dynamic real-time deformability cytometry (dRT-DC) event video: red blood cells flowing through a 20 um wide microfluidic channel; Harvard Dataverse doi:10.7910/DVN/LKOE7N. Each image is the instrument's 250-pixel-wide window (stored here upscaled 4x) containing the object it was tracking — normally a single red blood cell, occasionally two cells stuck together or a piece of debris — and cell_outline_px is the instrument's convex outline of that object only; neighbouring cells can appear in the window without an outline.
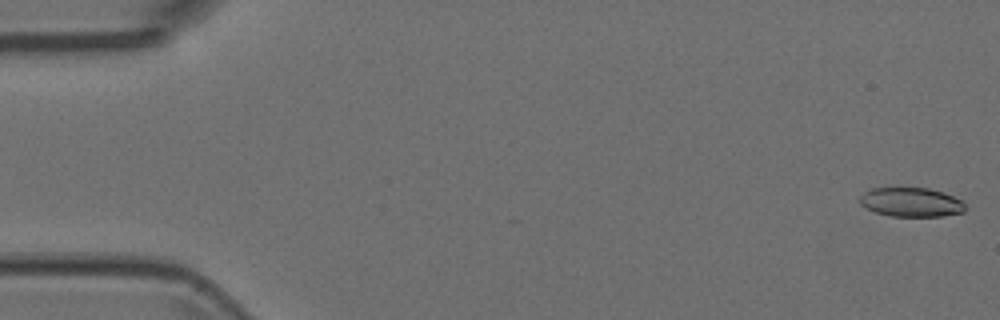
{"species": "Egyptian fruit bat (a non-hibernating species)", "species_latin": "Rousettus aegyptiacus", "temperature_condition": "room temperature", "stored_images_in_passage": 9, "camera_frame_rate_fps": 3000, "um_per_image_px": 0.085, "animal": {"sex": "female"}, "frame": {"image": 1, "passage_image": 1, "time_ms": 0.0, "image_size_px": [1000, 320], "cell_outline_px": [[968, 208], [964, 212], [944, 216], [892, 216], [876, 212], [864, 208], [856, 200], [864, 192], [872, 188], [896, 184], [928, 188], [944, 192], [964, 200]], "centroid_in_image_um": [77.43, 17.13], "position_along_channel_um": 7.6, "area_um2": 19.13}}
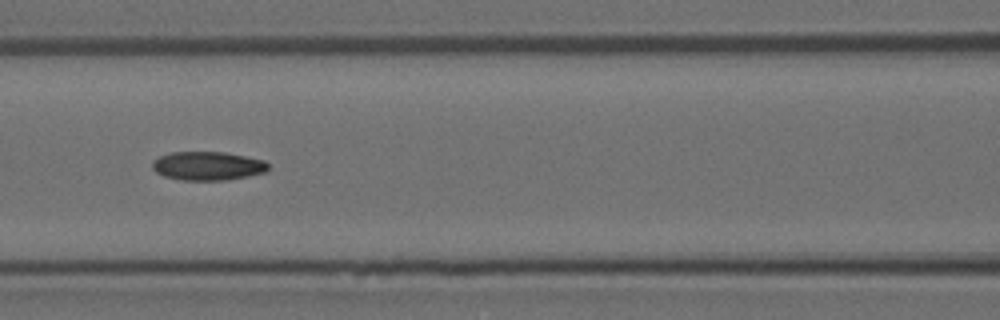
{"frame": {"image": 2, "passage_image": 7, "time_ms": 2.0, "image_size_px": [1000, 320], "cell_outline_px": [[268, 168], [264, 172], [248, 176], [228, 180], [180, 180], [164, 176], [156, 172], [152, 168], [152, 160], [160, 156], [172, 152], [224, 152], [264, 160], [268, 164]], "centroid_in_image_um": [17.63, 14.1], "position_along_channel_um": 149.0, "area_um2": 19.36}}
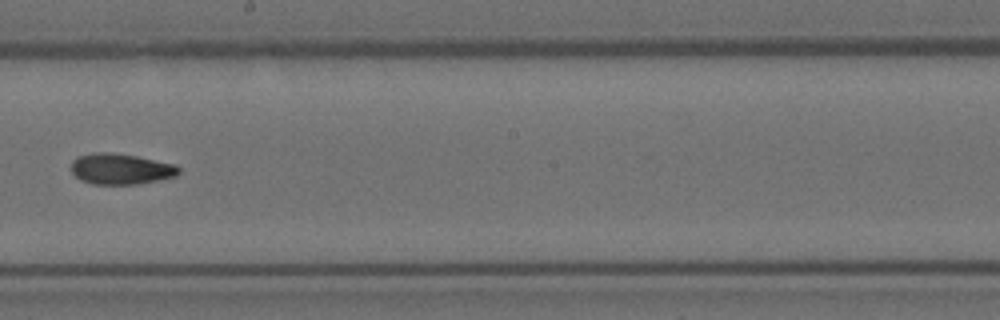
{"frame": {"image": 3, "passage_image": 9, "time_ms": 2.667, "image_size_px": [1000, 320], "cell_outline_px": [[180, 172], [176, 176], [136, 184], [92, 184], [80, 180], [72, 172], [72, 160], [76, 156], [92, 152], [108, 152], [136, 156], [176, 164], [180, 168]], "centroid_in_image_um": [10.25, 14.35], "position_along_channel_um": 238.0, "area_um2": 19.36}}